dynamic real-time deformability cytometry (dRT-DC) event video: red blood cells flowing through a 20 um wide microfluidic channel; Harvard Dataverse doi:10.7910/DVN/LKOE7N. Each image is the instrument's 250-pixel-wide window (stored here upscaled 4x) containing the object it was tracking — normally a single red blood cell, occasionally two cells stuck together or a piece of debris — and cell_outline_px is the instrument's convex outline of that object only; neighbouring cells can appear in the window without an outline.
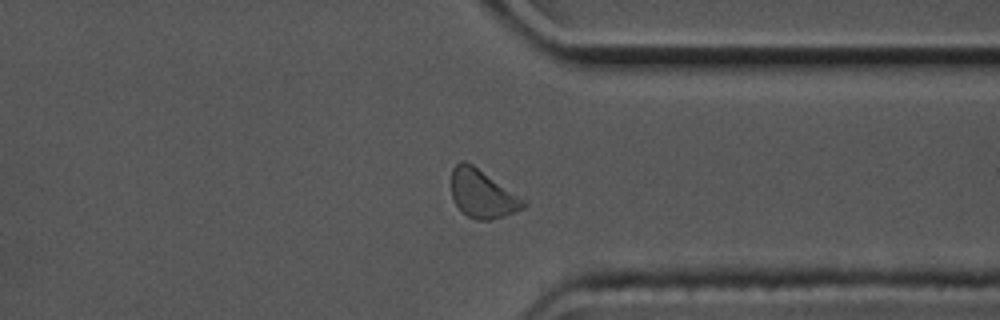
{"species": "common noctule bat (a hibernating species)", "species_latin": "Nyctalus noctula", "temperature_condition": "cold", "stored_images_in_passage": 46, "camera_frame_rate_fps": 3000, "um_per_image_px": 0.085, "animal": {"sex": "male", "body_mass_g": 17.5, "forearm_length_mm": 52.3}, "frame": {"image": 1, "passage_image": 33, "time_ms": 10.667, "image_size_px": [1000, 320], "cell_outline_px": [[528, 204], [524, 208], [488, 220], [476, 220], [468, 216], [456, 204], [452, 196], [452, 168], [460, 160], [464, 160], [472, 164], [528, 200]], "centroid_in_image_um": [41.03, 16.45], "position_along_channel_um": 370.4, "area_um2": 20.17}, "authors_computed_cell_mechanics": {"area_um2": 20.7791, "velocity_mm_per_s": 3.4663, "shape_relaxation_time_tau1_ms": 3.0759, "shape_relaxation_time_tau2_ms": 0.7349, "deformation_change_tau1": 0.0833, "deformation_change_tau2": 0.0576}}